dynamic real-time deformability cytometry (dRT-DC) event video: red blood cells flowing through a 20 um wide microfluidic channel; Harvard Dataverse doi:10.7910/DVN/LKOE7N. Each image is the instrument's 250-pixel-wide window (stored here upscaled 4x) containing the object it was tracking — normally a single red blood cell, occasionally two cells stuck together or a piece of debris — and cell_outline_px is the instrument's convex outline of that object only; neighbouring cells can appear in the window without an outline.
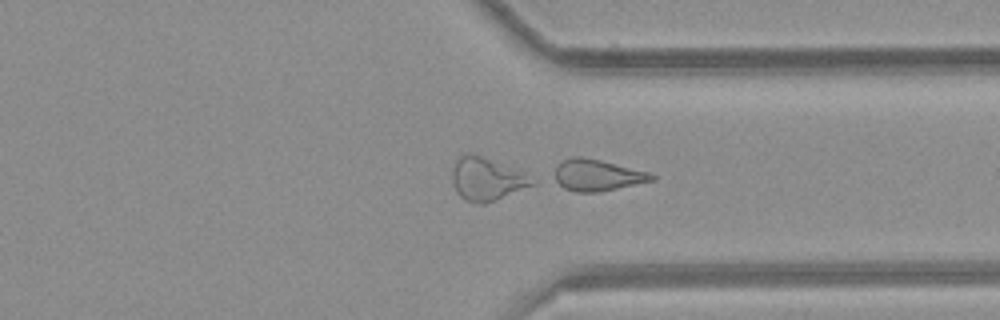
{"species": "common noctule bat (a hibernating species)", "species_latin": "Nyctalus noctula", "temperature_condition": "room temperature", "stored_images_in_passage": 44, "camera_frame_rate_fps": 3000, "um_per_image_px": 0.085, "animal": {"sex": "female", "body_mass_g": 21.9}, "frame": {"image": 1, "passage_image": 32, "time_ms": 10.333, "image_size_px": [1000, 320], "cell_outline_px": [[656, 180], [596, 192], [576, 192], [564, 188], [552, 180], [556, 164], [572, 156], [584, 156], [648, 172], [656, 176]], "centroid_in_image_um": [50.7, 14.88], "position_along_channel_um": 360.7, "area_um2": 17.92}}